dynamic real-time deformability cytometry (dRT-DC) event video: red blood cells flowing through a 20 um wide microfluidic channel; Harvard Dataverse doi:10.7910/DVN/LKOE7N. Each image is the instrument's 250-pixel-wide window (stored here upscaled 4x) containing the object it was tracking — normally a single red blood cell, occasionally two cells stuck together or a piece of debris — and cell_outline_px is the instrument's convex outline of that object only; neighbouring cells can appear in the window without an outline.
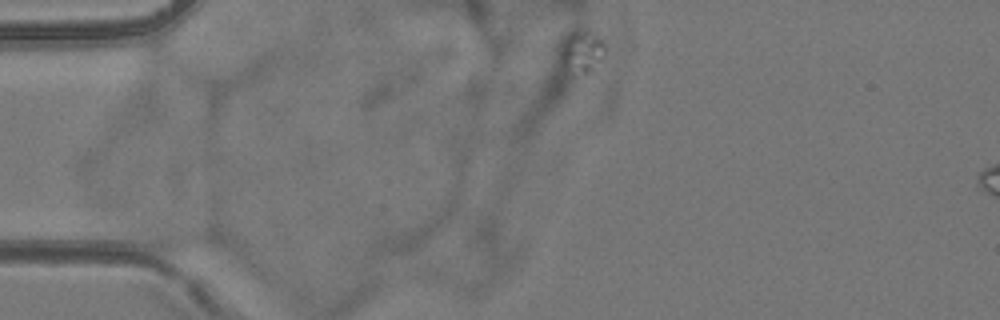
{"species": "common noctule bat (a hibernating species)", "species_latin": "Nyctalus noctula", "temperature_condition": "room temperature", "stored_images_in_passage": 3, "camera_frame_rate_fps": 3000, "um_per_image_px": 0.085, "animal": {"sex": "female", "body_mass_g": 24.6, "forearm_length_mm": 56.2}, "frame": {"image": 1, "passage_image": 1, "time_ms": 0.0, "image_size_px": [1000, 320], "cell_outline_px": [[604, 60], [596, 72], [588, 76], [572, 76], [556, 60], [560, 44], [564, 36], [568, 32], [576, 28], [596, 32], [604, 40]], "centroid_in_image_um": [49.41, 4.46], "position_along_channel_um": 35.6, "area_um2": 12.95}}